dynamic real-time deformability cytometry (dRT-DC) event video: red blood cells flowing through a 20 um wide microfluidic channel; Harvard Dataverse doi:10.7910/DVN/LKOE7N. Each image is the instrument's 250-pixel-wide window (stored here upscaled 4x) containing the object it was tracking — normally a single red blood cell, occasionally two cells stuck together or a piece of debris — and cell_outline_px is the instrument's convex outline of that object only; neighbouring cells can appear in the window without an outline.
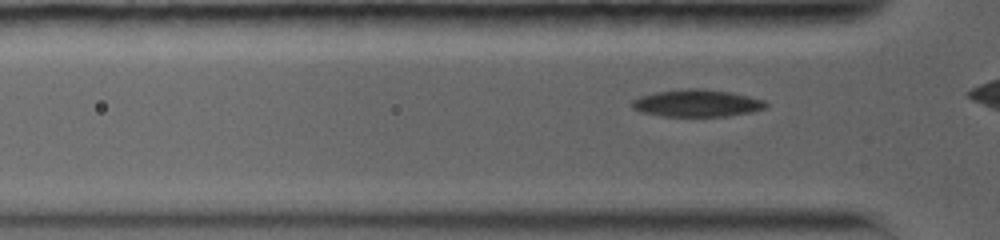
{"species": "common noctule bat (a hibernating species)", "species_latin": "Nyctalus noctula", "temperature_condition": "warm", "stored_images_in_passage": 41, "camera_frame_rate_fps": 5000, "um_per_image_px": 0.085, "animal": {"sex": "female", "body_mass_g": 19.0, "forearm_length_mm": 56.7}, "frame": {"image": 1, "passage_image": 4, "time_ms": 0.8, "image_size_px": [1000, 240], "cell_outline_px": [[768, 108], [752, 112], [728, 116], [664, 116], [640, 112], [632, 108], [632, 100], [640, 96], [656, 92], [688, 88], [704, 88], [732, 92], [764, 100], [768, 104]], "centroid_in_image_um": [59.27, 8.77], "position_along_channel_um": 66.5, "area_um2": 21.39}}
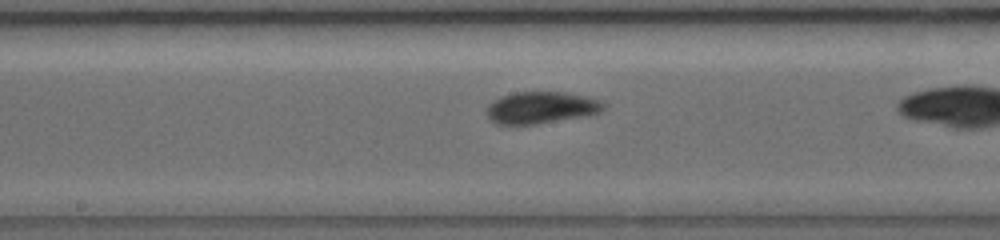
{"frame": {"image": 2, "passage_image": 22, "time_ms": 4.4, "image_size_px": [1000, 240], "cell_outline_px": [[608, 104], [600, 112], [588, 116], [536, 124], [496, 124], [484, 112], [488, 104], [500, 96], [512, 92], [564, 92], [584, 96], [600, 100]], "centroid_in_image_um": [46.0, 9.14], "position_along_channel_um": 202.2, "area_um2": 21.96}}
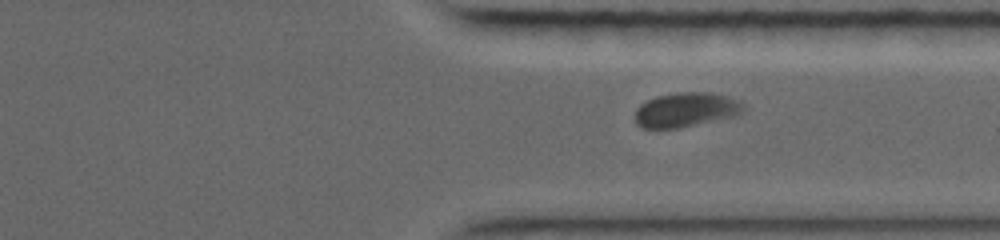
{"frame": {"image": 3, "passage_image": 38, "time_ms": 8.4, "image_size_px": [1000, 240], "cell_outline_px": [[744, 112], [740, 116], [676, 128], [644, 128], [636, 124], [636, 108], [640, 104], [656, 96], [680, 92], [708, 92], [728, 96], [744, 104]], "centroid_in_image_um": [58.35, 9.33], "position_along_channel_um": 353.1, "area_um2": 21.91}}